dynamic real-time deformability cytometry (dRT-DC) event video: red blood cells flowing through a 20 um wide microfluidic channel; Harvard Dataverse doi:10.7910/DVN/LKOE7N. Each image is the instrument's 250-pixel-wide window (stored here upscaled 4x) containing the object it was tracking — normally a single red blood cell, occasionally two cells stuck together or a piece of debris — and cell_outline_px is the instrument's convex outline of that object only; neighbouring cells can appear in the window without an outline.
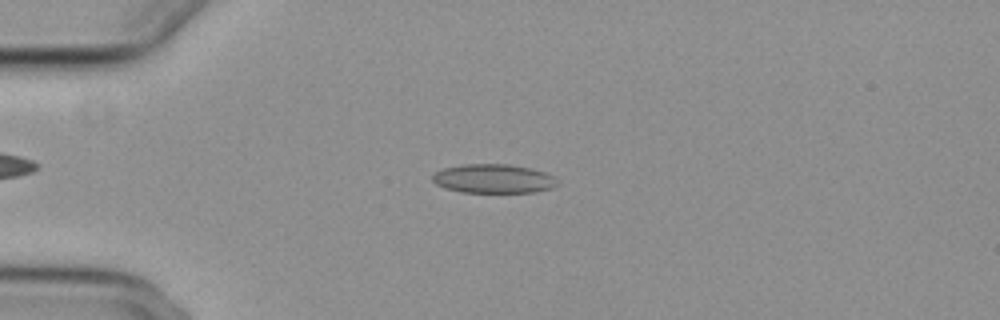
{"species": "common noctule bat (a hibernating species)", "species_latin": "Nyctalus noctula", "temperature_condition": "cold", "stored_images_in_passage": 54, "camera_frame_rate_fps": 3000, "um_per_image_px": 0.085, "animal": {"sex": "female", "body_mass_g": 29.2, "forearm_length_mm": 56.3}, "frame": {"image": 1, "passage_image": 13, "time_ms": 4.0, "image_size_px": [1000, 320], "cell_outline_px": [[560, 184], [552, 188], [536, 192], [460, 192], [444, 188], [436, 184], [432, 180], [432, 176], [440, 168], [464, 164], [508, 164], [528, 168], [544, 172], [552, 176]], "centroid_in_image_um": [41.91, 15.19], "position_along_channel_um": 43.1, "area_um2": 21.15}}
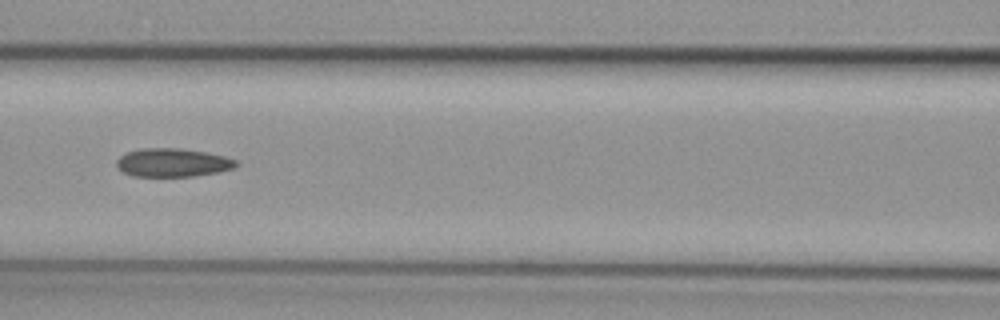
{"frame": {"image": 2, "passage_image": 24, "time_ms": 7.667, "image_size_px": [1000, 320], "cell_outline_px": [[240, 164], [232, 168], [216, 172], [192, 176], [132, 176], [116, 168], [116, 160], [120, 156], [128, 152], [140, 148], [180, 148], [204, 152], [224, 156], [236, 160]], "centroid_in_image_um": [14.64, 13.82], "position_along_channel_um": 152.0, "area_um2": 19.71}}
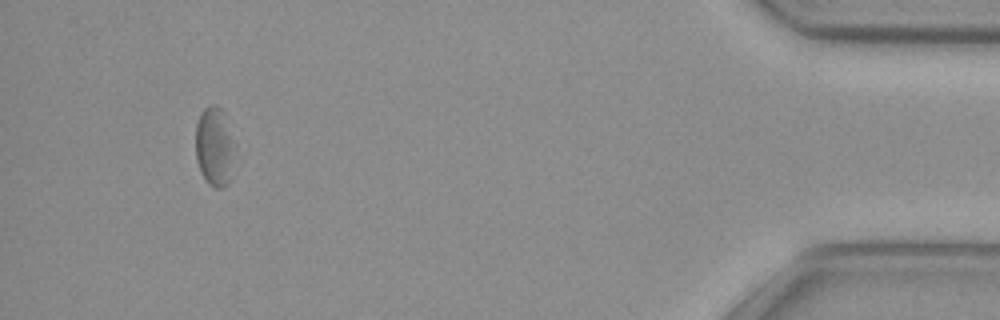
{"frame": {"image": 3, "passage_image": 51, "time_ms": 16.667, "image_size_px": [1000, 320], "cell_outline_px": [[236, 144], [232, 180], [228, 184], [220, 188], [216, 188], [208, 184], [204, 180], [200, 172], [196, 160], [196, 124], [200, 112], [208, 104], [216, 104], [224, 112]], "centroid_in_image_um": [18.27, 12.48], "position_along_channel_um": 416.9, "area_um2": 19.02}, "authors_computed_cell_mechanics": {"area_um2": 20.2589, "velocity_mm_per_s": 3.7057, "shape_relaxation_time_tau1_ms": null, "shape_relaxation_time_tau2_ms": 5.5774, "deformation_change_tau1": null, "deformation_change_tau2": 0.1315}}